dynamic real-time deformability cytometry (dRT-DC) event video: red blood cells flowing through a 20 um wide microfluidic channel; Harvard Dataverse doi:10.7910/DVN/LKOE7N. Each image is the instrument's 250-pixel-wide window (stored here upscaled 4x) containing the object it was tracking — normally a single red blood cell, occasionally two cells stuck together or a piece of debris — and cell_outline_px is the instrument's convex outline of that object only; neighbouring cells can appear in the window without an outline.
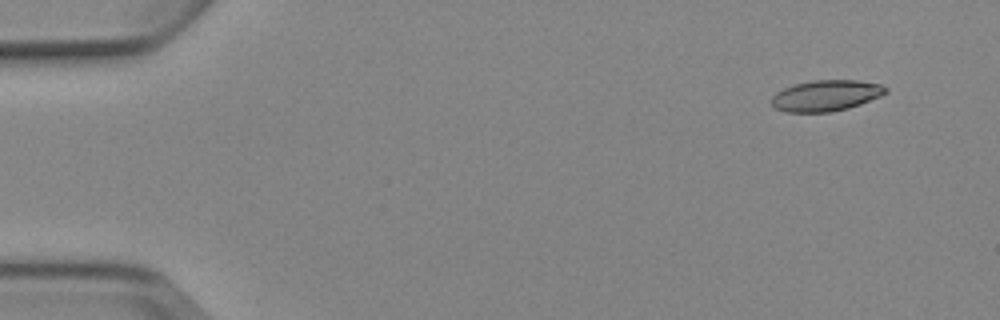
{"species": "Egyptian fruit bat (a non-hibernating species)", "species_latin": "Rousettus aegyptiacus", "temperature_condition": "cold", "stored_images_in_passage": 7, "camera_frame_rate_fps": 3000, "um_per_image_px": 0.085, "animal": {"sex": "female"}, "frame": {"image": 1, "passage_image": 2, "time_ms": 1.0, "image_size_px": [1000, 320], "cell_outline_px": [[888, 92], [880, 96], [860, 104], [848, 108], [832, 112], [784, 112], [776, 108], [772, 104], [772, 96], [776, 92], [784, 88], [796, 84], [812, 80], [856, 80], [880, 84], [888, 88]], "centroid_in_image_um": [70.21, 8.12], "position_along_channel_um": 14.8, "area_um2": 20.58}}
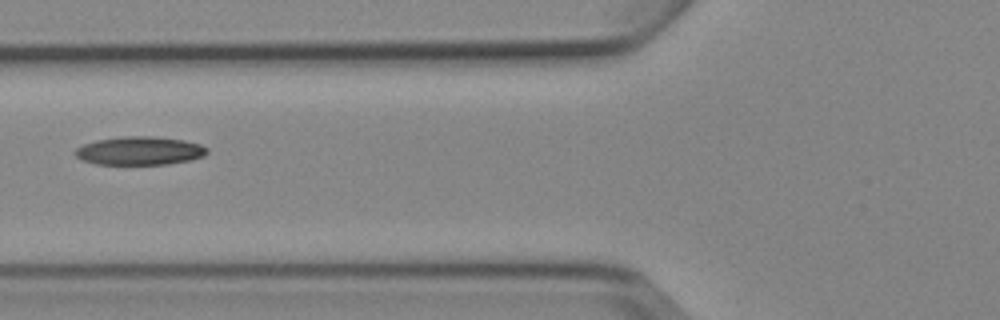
{"frame": {"image": 2, "passage_image": 6, "time_ms": 6.667, "image_size_px": [1000, 320], "cell_outline_px": [[208, 152], [204, 156], [192, 160], [168, 164], [96, 164], [84, 160], [76, 156], [72, 152], [76, 148], [84, 144], [96, 140], [124, 136], [152, 136], [184, 140], [200, 144], [208, 148]], "centroid_in_image_um": [11.89, 12.81], "position_along_channel_um": 113.9, "area_um2": 21.91}}
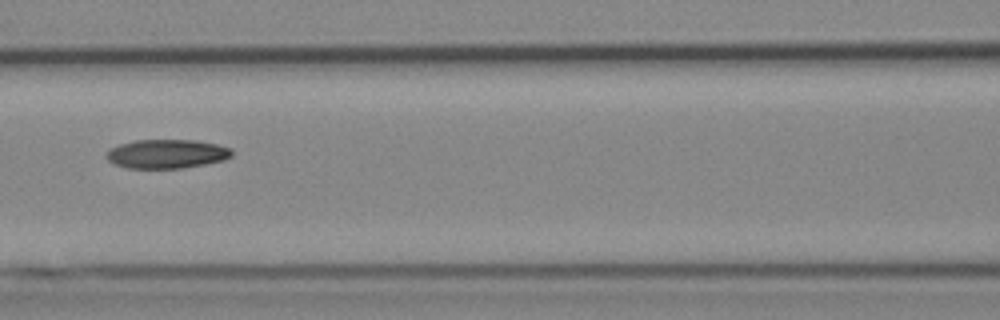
{"frame": {"image": 3, "passage_image": 7, "time_ms": 7.667, "image_size_px": [1000, 320], "cell_outline_px": [[232, 156], [224, 160], [204, 164], [180, 168], [128, 168], [116, 164], [108, 160], [108, 152], [112, 148], [120, 144], [136, 140], [196, 140], [216, 144], [232, 148]], "centroid_in_image_um": [14.22, 13.07], "position_along_channel_um": 152.4, "area_um2": 20.92}}